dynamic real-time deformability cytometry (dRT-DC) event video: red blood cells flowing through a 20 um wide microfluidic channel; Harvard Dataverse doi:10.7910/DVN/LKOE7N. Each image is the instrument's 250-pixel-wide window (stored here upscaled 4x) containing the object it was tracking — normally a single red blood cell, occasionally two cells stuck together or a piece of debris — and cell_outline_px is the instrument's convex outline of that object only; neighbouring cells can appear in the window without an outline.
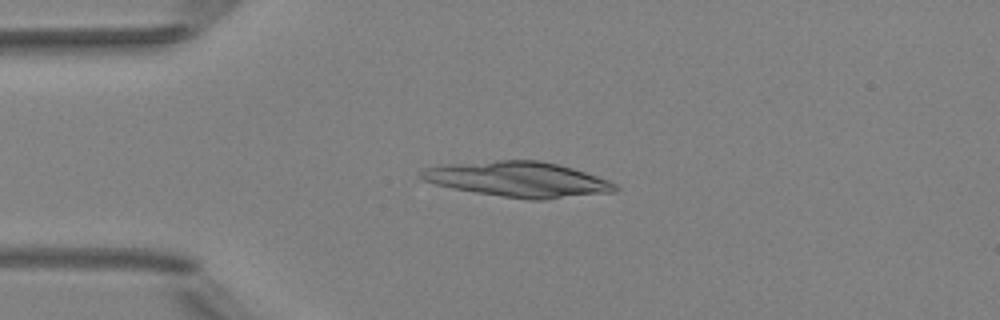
{"species": "Egyptian fruit bat (a non-hibernating species)", "species_latin": "Rousettus aegyptiacus", "temperature_condition": "room temperature", "stored_images_in_passage": 7, "camera_frame_rate_fps": 3000, "um_per_image_px": 0.085, "animal": {"sex": "female"}, "frame": {"image": 1, "passage_image": 4, "time_ms": 3.333, "image_size_px": [1000, 320], "cell_outline_px": [[620, 188], [616, 192], [544, 200], [532, 200], [476, 192], [452, 188], [436, 184], [424, 180], [420, 176], [420, 172], [424, 168], [440, 164], [496, 160], [540, 160], [572, 168], [608, 180], [616, 184]], "centroid_in_image_um": [44.06, 15.24], "position_along_channel_um": 40.9, "area_um2": 39.88}}